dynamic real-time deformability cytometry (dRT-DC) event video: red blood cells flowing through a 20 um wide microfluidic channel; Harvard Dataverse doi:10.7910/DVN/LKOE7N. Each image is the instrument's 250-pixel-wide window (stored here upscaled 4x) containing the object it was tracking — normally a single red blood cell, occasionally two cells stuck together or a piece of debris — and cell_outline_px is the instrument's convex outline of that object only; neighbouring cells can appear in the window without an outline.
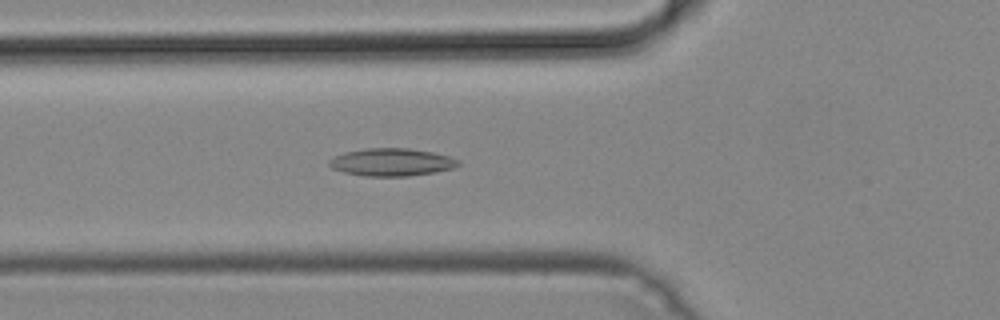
{"species": "common noctule bat (a hibernating species)", "species_latin": "Nyctalus noctula", "temperature_condition": "cold", "stored_images_in_passage": 43, "camera_frame_rate_fps": 3000, "um_per_image_px": 0.085, "animal": {"sex": "male", "body_mass_g": 19.2, "forearm_length_mm": 51.8}, "frame": {"image": 1, "passage_image": 11, "time_ms": 3.333, "image_size_px": [1000, 320], "cell_outline_px": [[460, 164], [452, 168], [436, 172], [408, 176], [364, 176], [344, 172], [332, 168], [328, 164], [328, 160], [344, 152], [364, 148], [408, 148], [432, 152], [448, 156], [460, 160]], "centroid_in_image_um": [33.28, 13.78], "position_along_channel_um": 92.5, "area_um2": 20.81}}
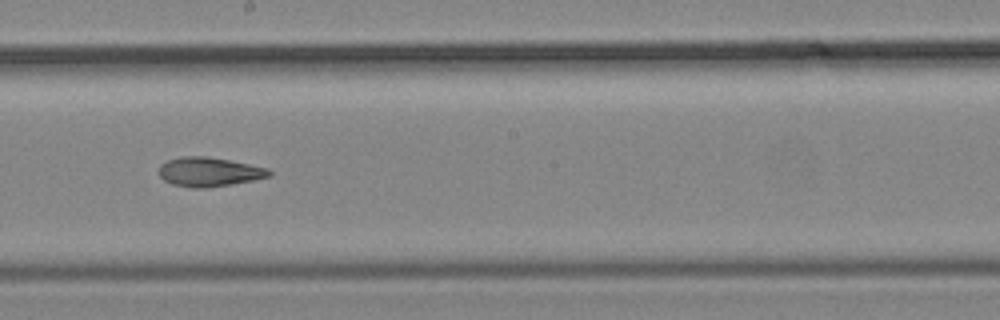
{"frame": {"image": 2, "passage_image": 21, "time_ms": 6.667, "image_size_px": [1000, 320], "cell_outline_px": [[272, 176], [232, 184], [208, 188], [192, 188], [172, 184], [164, 180], [160, 176], [160, 164], [168, 160], [180, 156], [208, 156], [268, 168], [272, 172]], "centroid_in_image_um": [17.77, 14.61], "position_along_channel_um": 230.4, "area_um2": 18.79}}
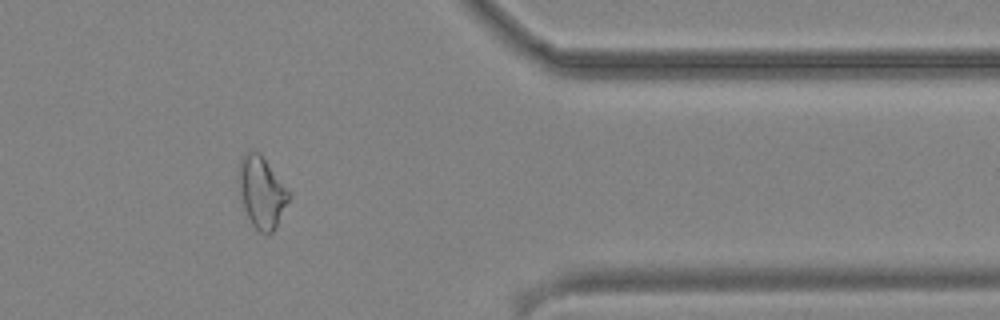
{"frame": {"image": 3, "passage_image": 34, "time_ms": 11.0, "image_size_px": [1000, 320], "cell_outline_px": [[292, 196], [276, 228], [268, 236], [260, 232], [252, 224], [244, 208], [236, 180], [240, 160], [244, 152], [248, 148], [260, 152]], "centroid_in_image_um": [22.22, 16.31], "position_along_channel_um": 389.2, "area_um2": 21.33}}